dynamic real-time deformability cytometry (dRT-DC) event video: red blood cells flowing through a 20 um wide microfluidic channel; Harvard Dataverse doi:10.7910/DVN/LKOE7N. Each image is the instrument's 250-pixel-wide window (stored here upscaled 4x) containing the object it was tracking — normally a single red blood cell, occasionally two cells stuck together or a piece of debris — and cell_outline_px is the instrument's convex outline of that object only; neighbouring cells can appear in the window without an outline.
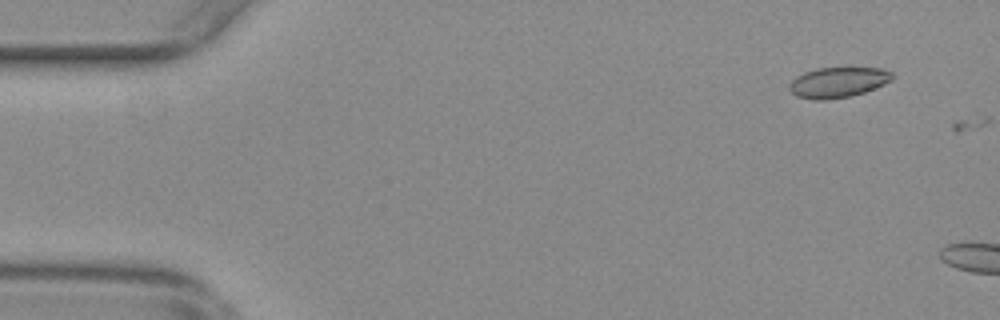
{"species": "common noctule bat (a hibernating species)", "species_latin": "Nyctalus noctula", "temperature_condition": "warm", "stored_images_in_passage": 5, "camera_frame_rate_fps": 3000, "um_per_image_px": 0.085, "animal": {"sex": "female", "body_mass_g": 29.2, "forearm_length_mm": 56.3}, "frame": {"image": 1, "passage_image": 4, "time_ms": 1.0, "image_size_px": [1000, 320], "cell_outline_px": [[892, 80], [884, 84], [864, 92], [852, 96], [824, 100], [816, 100], [796, 96], [788, 88], [788, 84], [796, 76], [804, 72], [816, 68], [880, 68], [892, 72]], "centroid_in_image_um": [71.2, 7.0], "position_along_channel_um": 13.8, "area_um2": 18.21}}